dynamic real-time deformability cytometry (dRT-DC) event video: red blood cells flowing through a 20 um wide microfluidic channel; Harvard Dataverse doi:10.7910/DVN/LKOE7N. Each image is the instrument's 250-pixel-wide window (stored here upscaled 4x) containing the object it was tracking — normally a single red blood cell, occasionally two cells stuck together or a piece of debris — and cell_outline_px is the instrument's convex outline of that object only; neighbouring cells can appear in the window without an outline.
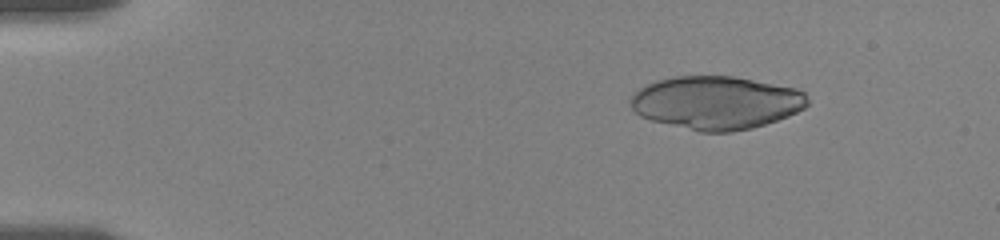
{"species": "human", "species_latin": "Homo sapiens", "temperature_condition": "room temperature", "stored_images_in_passage": 10, "camera_frame_rate_fps": 3000, "um_per_image_px": 0.085, "donor": {"sex": "female"}, "frame": {"image": 1, "passage_image": 3, "time_ms": 2.0, "image_size_px": [1000, 240], "cell_outline_px": [[808, 104], [804, 108], [788, 116], [752, 128], [732, 132], [700, 132], [652, 120], [640, 116], [632, 108], [628, 100], [632, 92], [656, 80], [672, 76], [732, 76], [796, 88], [804, 92], [808, 96]], "centroid_in_image_um": [60.85, 8.72], "position_along_channel_um": 24.1, "area_um2": 54.97}}